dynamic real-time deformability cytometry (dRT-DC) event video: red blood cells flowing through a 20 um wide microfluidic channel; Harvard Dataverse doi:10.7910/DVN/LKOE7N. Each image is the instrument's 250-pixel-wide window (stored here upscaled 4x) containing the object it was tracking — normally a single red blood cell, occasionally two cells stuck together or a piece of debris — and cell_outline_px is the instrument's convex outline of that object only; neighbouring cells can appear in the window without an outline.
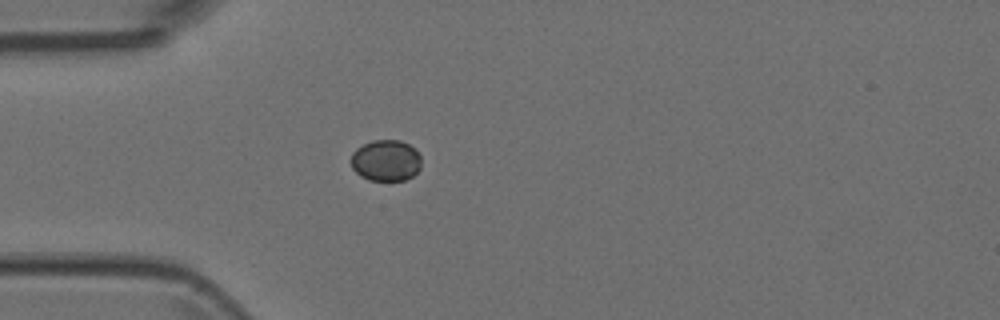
{"species": "Egyptian fruit bat (a non-hibernating species)", "species_latin": "Rousettus aegyptiacus", "temperature_condition": "room temperature", "stored_images_in_passage": 3, "camera_frame_rate_fps": 3000, "um_per_image_px": 0.085, "animal": {"sex": "female"}, "frame": {"image": 1, "passage_image": 3, "time_ms": 0.667, "image_size_px": [1000, 320], "cell_outline_px": [[420, 168], [412, 176], [404, 180], [368, 180], [360, 176], [352, 168], [352, 152], [356, 148], [372, 140], [400, 140], [416, 148], [420, 156]], "centroid_in_image_um": [32.8, 13.63], "position_along_channel_um": 52.2, "area_um2": 16.94}}